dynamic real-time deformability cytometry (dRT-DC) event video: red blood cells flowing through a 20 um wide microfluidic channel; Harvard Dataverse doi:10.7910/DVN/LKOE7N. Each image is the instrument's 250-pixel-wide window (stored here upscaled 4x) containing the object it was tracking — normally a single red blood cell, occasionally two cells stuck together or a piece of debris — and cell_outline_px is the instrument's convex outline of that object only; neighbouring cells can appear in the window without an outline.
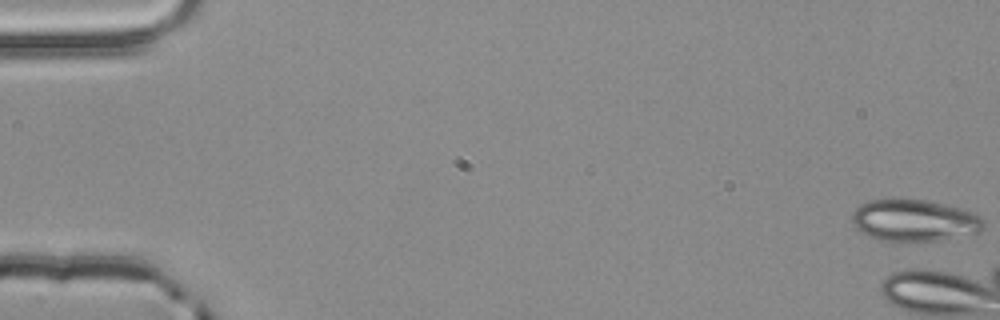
{"species": "common noctule bat (a hibernating species)", "species_latin": "Nyctalus noctula", "temperature_condition": "room temperature", "stored_images_in_passage": 6, "camera_frame_rate_fps": 3000, "um_per_image_px": 0.085, "animal": {"sex": "male", "body_mass_g": 20.4}, "frame": {"image": 1, "passage_image": 1, "time_ms": 0.0, "image_size_px": [1000, 320], "cell_outline_px": [[984, 228], [980, 232], [940, 240], [900, 244], [892, 244], [868, 236], [860, 232], [856, 228], [852, 220], [852, 212], [860, 204], [868, 200], [892, 196], [900, 196], [928, 200], [960, 208], [972, 212], [980, 216], [984, 220]], "centroid_in_image_um": [77.65, 18.73], "position_along_channel_um": 7.3, "area_um2": 33.7}}